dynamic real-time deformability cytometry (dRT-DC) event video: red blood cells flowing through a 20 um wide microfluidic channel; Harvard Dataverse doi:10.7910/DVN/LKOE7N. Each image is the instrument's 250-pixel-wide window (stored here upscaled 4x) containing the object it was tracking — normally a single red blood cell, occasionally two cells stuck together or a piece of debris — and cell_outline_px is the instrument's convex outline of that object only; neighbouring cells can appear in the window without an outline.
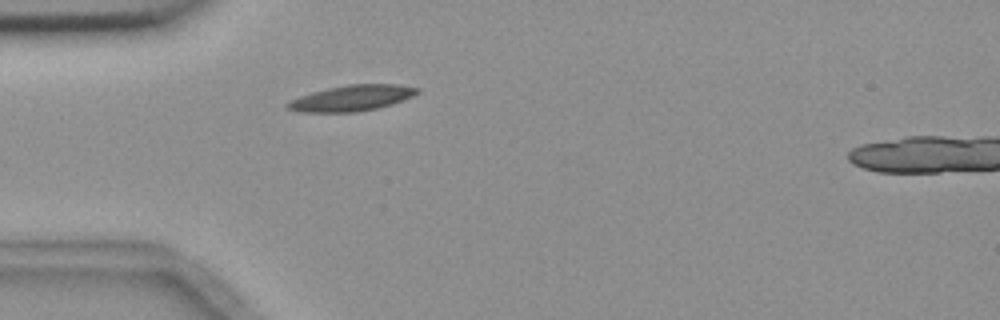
{"species": "common noctule bat (a hibernating species)", "species_latin": "Nyctalus noctula", "temperature_condition": "room temperature", "stored_images_in_passage": 1, "camera_frame_rate_fps": 3000, "um_per_image_px": 0.085, "animal": {"sex": "female", "body_mass_g": 18.4}, "frame": {"image": 1, "passage_image": 1, "time_ms": 0.0, "image_size_px": [1000, 320], "cell_outline_px": [[420, 92], [404, 100], [392, 104], [376, 108], [356, 112], [296, 112], [288, 108], [284, 104], [288, 100], [312, 92], [328, 88], [348, 84], [396, 84], [420, 88]], "centroid_in_image_um": [29.88, 8.34], "position_along_channel_um": 55.1, "area_um2": 19.59}}